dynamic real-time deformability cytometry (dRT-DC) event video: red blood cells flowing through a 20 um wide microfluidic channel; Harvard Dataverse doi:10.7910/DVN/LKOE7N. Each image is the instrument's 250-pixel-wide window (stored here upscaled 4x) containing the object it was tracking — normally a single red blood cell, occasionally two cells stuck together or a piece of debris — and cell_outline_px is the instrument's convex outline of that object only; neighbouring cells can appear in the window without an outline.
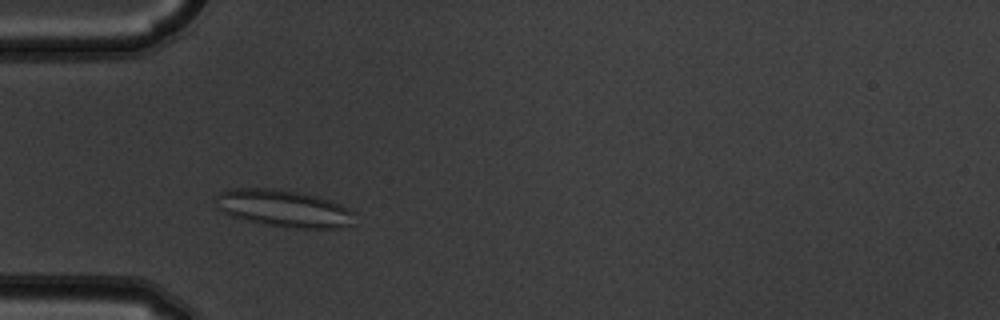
{"species": "common noctule bat (a hibernating species)", "species_latin": "Nyctalus noctula", "temperature_condition": "warm", "stored_images_in_passage": 5, "camera_frame_rate_fps": 3000, "um_per_image_px": 0.085, "animal": {"sex": "male", "body_mass_g": 19.5, "forearm_length_mm": 54.6}, "frame": {"image": 1, "passage_image": 2, "time_ms": 0.333, "image_size_px": [1000, 320], "cell_outline_px": [[356, 212], [348, 224], [340, 228], [292, 228], [264, 224], [232, 216], [224, 212], [220, 208], [216, 196], [220, 192], [228, 188], [272, 188], [320, 196], [332, 200]], "centroid_in_image_um": [24.14, 17.7], "position_along_channel_um": 60.9, "area_um2": 29.77}}
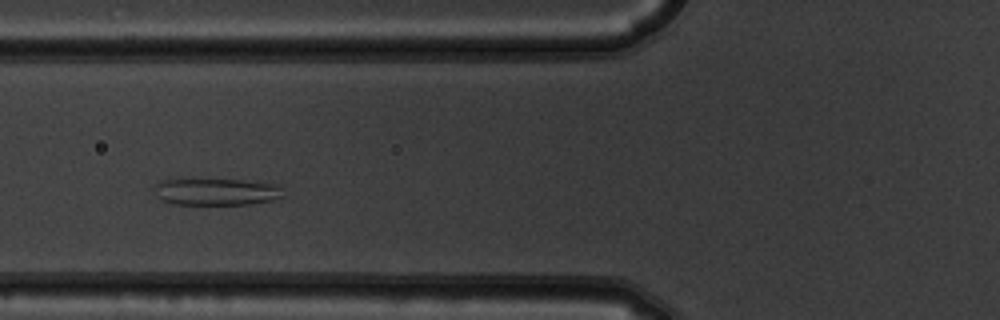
{"frame": {"image": 2, "passage_image": 3, "time_ms": 0.667, "image_size_px": [1000, 320], "cell_outline_px": [[284, 196], [272, 200], [252, 204], [172, 204], [156, 196], [156, 184], [160, 180], [180, 176], [192, 176], [240, 180], [284, 184]], "centroid_in_image_um": [18.39, 16.23], "position_along_channel_um": 107.4, "area_um2": 21.56}}